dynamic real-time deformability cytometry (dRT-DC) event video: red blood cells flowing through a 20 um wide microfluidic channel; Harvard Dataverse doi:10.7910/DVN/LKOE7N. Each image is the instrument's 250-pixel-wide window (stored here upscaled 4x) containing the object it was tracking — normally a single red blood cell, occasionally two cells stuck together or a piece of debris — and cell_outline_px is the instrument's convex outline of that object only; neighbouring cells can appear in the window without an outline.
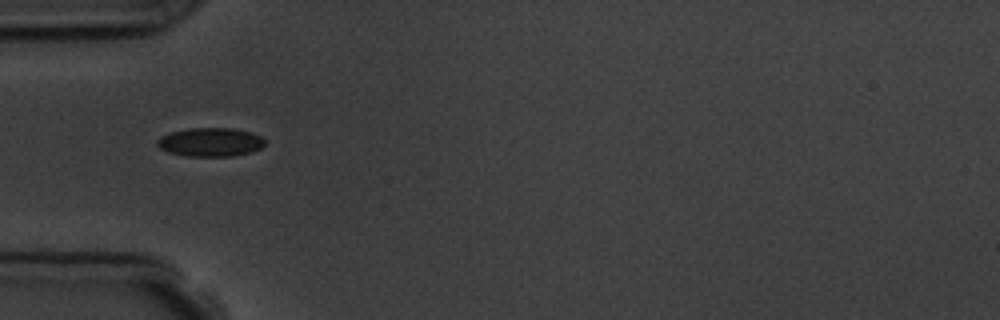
{"species": "common noctule bat (a hibernating species)", "species_latin": "Nyctalus noctula", "temperature_condition": "room temperature", "stored_images_in_passage": 6, "camera_frame_rate_fps": 3000, "um_per_image_px": 0.085, "animal": {"sex": "male", "body_mass_g": 19.5, "forearm_length_mm": 54.6}, "frame": {"image": 1, "passage_image": 1, "time_ms": 0.0, "image_size_px": [1000, 320], "cell_outline_px": [[264, 144], [260, 148], [252, 152], [232, 156], [184, 156], [168, 152], [160, 148], [156, 144], [156, 140], [160, 136], [172, 132], [192, 128], [232, 128], [252, 132], [260, 136], [264, 140]], "centroid_in_image_um": [17.87, 12.08], "position_along_channel_um": 67.1, "area_um2": 18.03}}
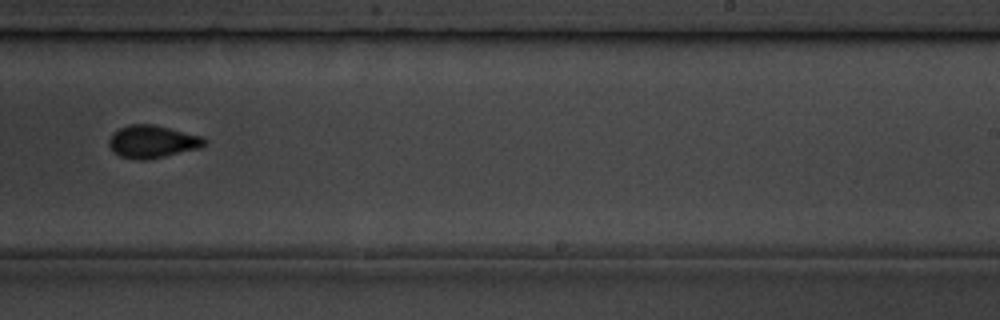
{"frame": {"image": 2, "passage_image": 6, "time_ms": 5.667, "image_size_px": [1000, 320], "cell_outline_px": [[208, 140], [200, 148], [164, 156], [144, 160], [136, 160], [120, 156], [108, 144], [108, 140], [112, 132], [128, 124], [152, 124], [204, 136]], "centroid_in_image_um": [12.96, 12.02], "position_along_channel_um": 276.0, "area_um2": 18.15}}